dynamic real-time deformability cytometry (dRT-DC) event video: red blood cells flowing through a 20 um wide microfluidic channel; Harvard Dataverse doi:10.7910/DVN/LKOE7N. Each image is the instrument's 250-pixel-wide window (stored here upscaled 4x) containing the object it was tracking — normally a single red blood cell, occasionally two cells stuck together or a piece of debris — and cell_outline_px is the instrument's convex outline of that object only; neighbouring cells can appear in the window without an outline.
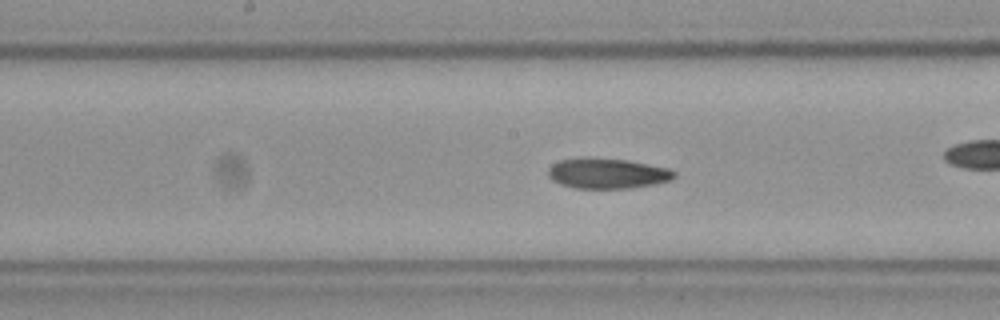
{"species": "Egyptian fruit bat (a non-hibernating species)", "species_latin": "Rousettus aegyptiacus", "temperature_condition": "cold", "stored_images_in_passage": 50, "camera_frame_rate_fps": 3000, "um_per_image_px": 0.085, "frame": {"image": 1, "passage_image": 22, "time_ms": 7.0, "image_size_px": [1000, 320], "cell_outline_px": [[676, 176], [668, 180], [652, 184], [632, 188], [572, 188], [560, 184], [552, 180], [548, 176], [548, 168], [552, 164], [560, 160], [628, 160], [668, 168], [676, 172]], "centroid_in_image_um": [51.63, 14.78], "position_along_channel_um": 196.6, "area_um2": 21.5}}
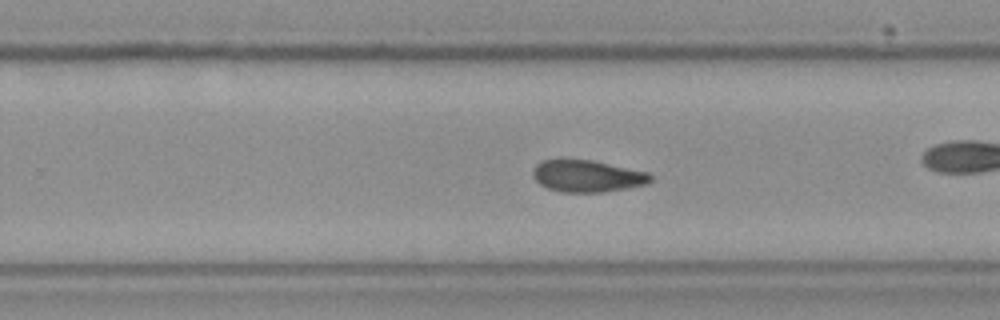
{"frame": {"image": 2, "passage_image": 29, "time_ms": 9.333, "image_size_px": [1000, 320], "cell_outline_px": [[652, 180], [644, 184], [628, 188], [604, 192], [560, 192], [548, 188], [540, 184], [532, 176], [532, 168], [536, 164], [544, 160], [560, 156], [592, 160], [648, 172], [652, 176]], "centroid_in_image_um": [49.84, 14.92], "position_along_channel_um": 280.0, "area_um2": 22.48}}
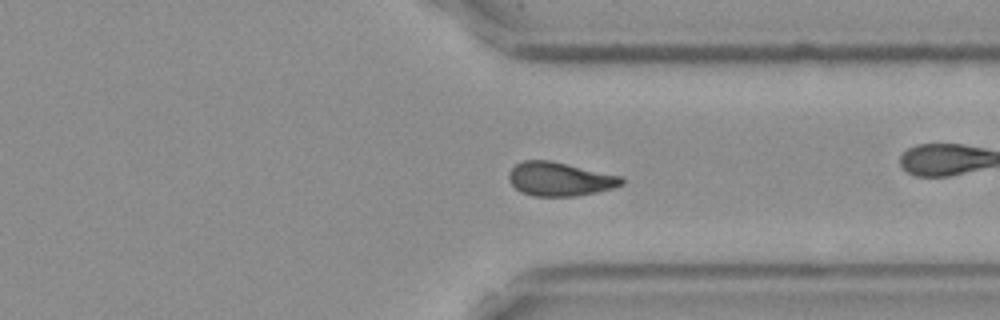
{"frame": {"image": 3, "passage_image": 36, "time_ms": 11.667, "image_size_px": [1000, 320], "cell_outline_px": [[624, 184], [612, 188], [596, 192], [576, 196], [532, 196], [520, 192], [512, 184], [508, 176], [512, 168], [516, 164], [524, 160], [548, 160], [624, 176]], "centroid_in_image_um": [47.6, 15.22], "position_along_channel_um": 363.8, "area_um2": 22.2}, "authors_computed_cell_mechanics": {"area_um2": 22.0507, "velocity_mm_per_s": 3.5854, "shape_relaxation_time_tau1_ms": null, "shape_relaxation_time_tau2_ms": 9.3869, "deformation_change_tau1": null, "deformation_change_tau2": 0.1466}}